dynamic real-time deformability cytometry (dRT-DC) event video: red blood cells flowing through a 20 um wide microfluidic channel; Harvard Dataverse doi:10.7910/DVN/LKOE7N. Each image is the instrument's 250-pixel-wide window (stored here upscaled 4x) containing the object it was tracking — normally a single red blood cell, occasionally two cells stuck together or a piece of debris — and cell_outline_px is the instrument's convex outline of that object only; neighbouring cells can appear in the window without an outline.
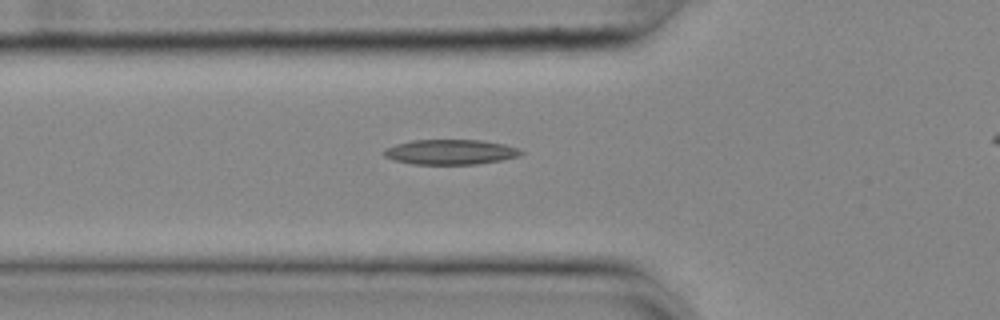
{"species": "common noctule bat (a hibernating species)", "species_latin": "Nyctalus noctula", "temperature_condition": "cold", "stored_images_in_passage": 32, "camera_frame_rate_fps": 3000, "um_per_image_px": 0.085, "animal": {"sex": "female", "body_mass_g": 25.1}, "frame": {"image": 1, "passage_image": 2, "time_ms": 0.333, "image_size_px": [1000, 320], "cell_outline_px": [[524, 152], [520, 156], [500, 160], [476, 164], [412, 164], [392, 160], [384, 156], [384, 148], [396, 144], [412, 140], [480, 140], [504, 144], [520, 148]], "centroid_in_image_um": [38.28, 12.92], "position_along_channel_um": 87.5, "area_um2": 20.06}}
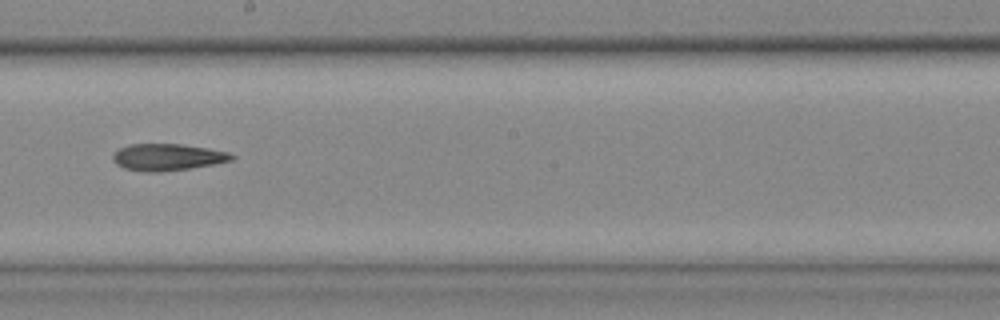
{"frame": {"image": 2, "passage_image": 14, "time_ms": 4.333, "image_size_px": [1000, 320], "cell_outline_px": [[236, 156], [232, 160], [212, 164], [188, 168], [160, 172], [144, 172], [124, 168], [116, 164], [112, 160], [112, 156], [120, 148], [128, 144], [180, 144], [208, 148], [228, 152]], "centroid_in_image_um": [14.21, 13.35], "position_along_channel_um": 234.0, "area_um2": 18.44}}
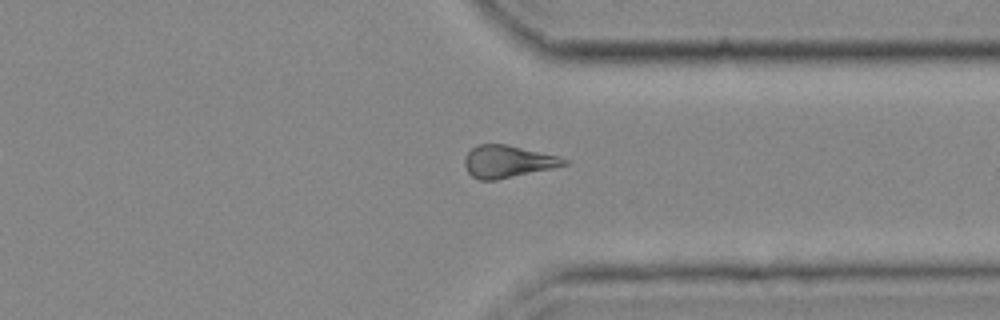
{"frame": {"image": 3, "passage_image": 25, "time_ms": 8.0, "image_size_px": [1000, 320], "cell_outline_px": [[568, 164], [552, 168], [496, 180], [480, 180], [472, 176], [468, 172], [464, 164], [464, 160], [468, 152], [476, 144], [504, 144], [560, 156], [568, 160]], "centroid_in_image_um": [43.14, 13.72], "position_along_channel_um": 368.3, "area_um2": 18.55}}